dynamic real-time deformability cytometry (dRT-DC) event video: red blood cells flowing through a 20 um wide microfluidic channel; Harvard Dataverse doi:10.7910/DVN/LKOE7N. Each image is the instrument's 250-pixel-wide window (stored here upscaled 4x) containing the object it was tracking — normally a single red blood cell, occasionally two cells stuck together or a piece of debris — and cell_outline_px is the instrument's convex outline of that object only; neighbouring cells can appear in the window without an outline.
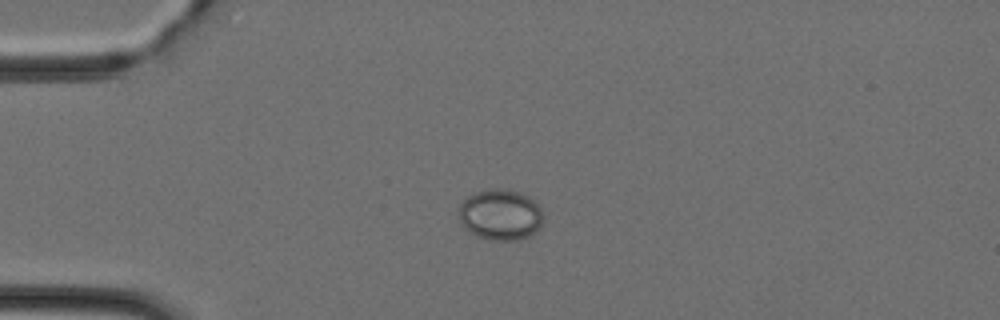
{"species": "Egyptian fruit bat (a non-hibernating species)", "species_latin": "Rousettus aegyptiacus", "temperature_condition": "cold", "stored_images_in_passage": 45, "camera_frame_rate_fps": 3000, "um_per_image_px": 0.085, "animal": {"sex": "female"}, "frame": {"image": 1, "passage_image": 11, "time_ms": 3.333, "image_size_px": [1000, 320], "cell_outline_px": [[540, 228], [536, 232], [528, 236], [516, 240], [492, 240], [480, 236], [464, 228], [460, 224], [460, 204], [468, 196], [476, 192], [492, 188], [508, 188], [520, 192], [528, 196], [540, 208]], "centroid_in_image_um": [42.52, 18.23], "position_along_channel_um": 42.5, "area_um2": 24.74}}
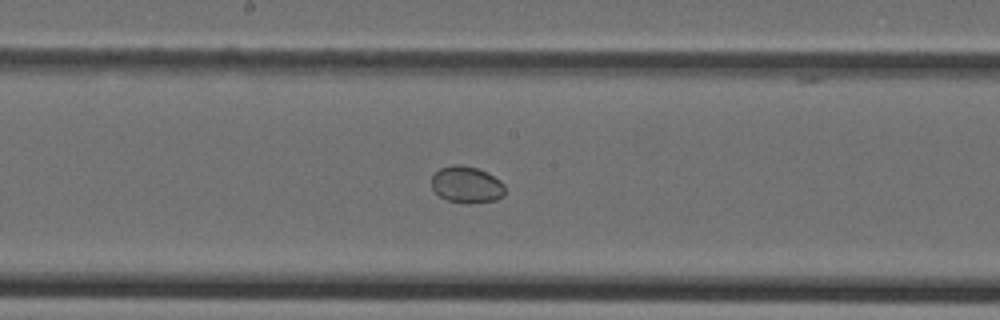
{"frame": {"image": 2, "passage_image": 24, "time_ms": 7.667, "image_size_px": [1000, 320], "cell_outline_px": [[504, 196], [496, 200], [468, 204], [448, 200], [440, 196], [432, 188], [432, 176], [440, 168], [452, 164], [460, 164], [476, 168], [488, 172], [500, 180], [504, 184]], "centroid_in_image_um": [39.68, 15.69], "position_along_channel_um": 208.5, "area_um2": 15.78}}
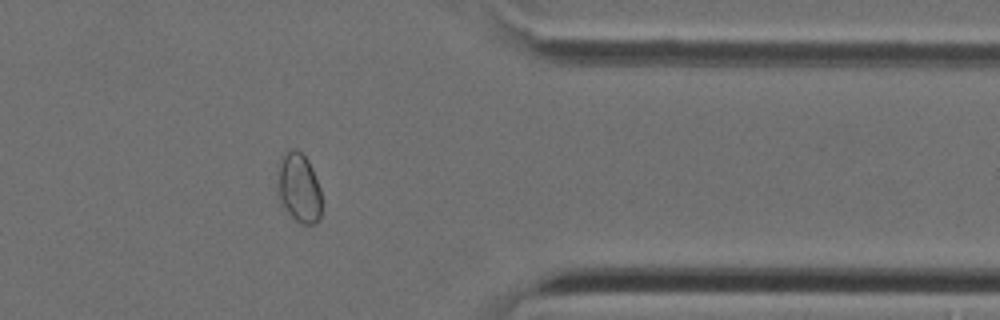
{"frame": {"image": 3, "passage_image": 37, "time_ms": 12.0, "image_size_px": [1000, 320], "cell_outline_px": [[320, 220], [316, 224], [300, 224], [284, 208], [276, 192], [276, 188], [280, 164], [284, 152], [292, 148], [296, 148], [308, 160], [312, 168], [320, 188]], "centroid_in_image_um": [25.4, 15.98], "position_along_channel_um": 386.0, "area_um2": 17.86}}